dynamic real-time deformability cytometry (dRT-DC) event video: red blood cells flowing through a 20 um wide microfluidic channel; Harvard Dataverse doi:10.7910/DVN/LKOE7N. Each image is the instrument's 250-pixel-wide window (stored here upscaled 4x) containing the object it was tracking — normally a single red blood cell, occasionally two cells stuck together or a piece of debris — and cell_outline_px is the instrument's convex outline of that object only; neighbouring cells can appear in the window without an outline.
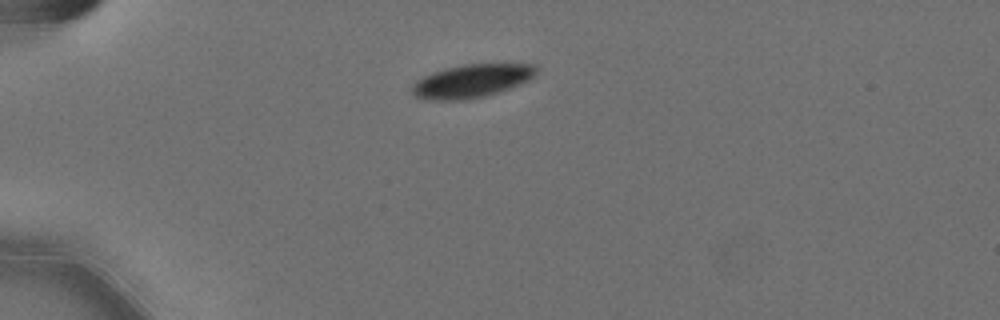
{"species": "Egyptian fruit bat (a non-hibernating species)", "species_latin": "Rousettus aegyptiacus", "temperature_condition": "cold", "stored_images_in_passage": 33, "camera_frame_rate_fps": 3000, "um_per_image_px": 0.085, "animal": {"sex": "female"}, "frame": {"image": 1, "passage_image": 1, "time_ms": 0.0, "image_size_px": [1000, 320], "cell_outline_px": [[536, 76], [520, 84], [484, 96], [464, 100], [424, 100], [412, 96], [412, 84], [416, 80], [432, 72], [444, 68], [464, 64], [536, 64]], "centroid_in_image_um": [40.04, 6.88], "position_along_channel_um": 45.0, "area_um2": 24.16}}
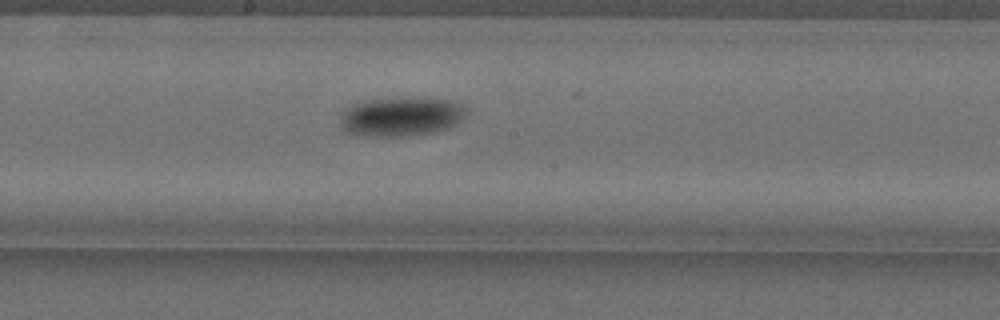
{"frame": {"image": 2, "passage_image": 18, "time_ms": 5.667, "image_size_px": [1000, 320], "cell_outline_px": [[468, 116], [456, 124], [448, 128], [432, 132], [408, 136], [360, 136], [344, 132], [340, 128], [340, 116], [352, 104], [360, 100], [424, 96], [452, 100], [464, 104], [468, 108]], "centroid_in_image_um": [34.14, 9.88], "position_along_channel_um": 214.1, "area_um2": 29.88}}
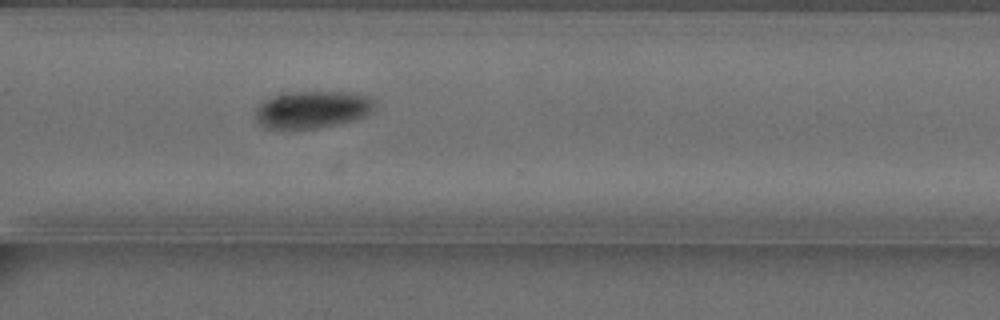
{"frame": {"image": 3, "passage_image": 29, "time_ms": 9.333, "image_size_px": [1000, 320], "cell_outline_px": [[376, 108], [368, 116], [320, 128], [264, 128], [256, 124], [256, 108], [264, 100], [280, 92], [348, 92], [372, 96], [376, 100]], "centroid_in_image_um": [26.58, 9.3], "position_along_channel_um": 344.0, "area_um2": 26.41}, "authors_computed_cell_mechanics": {"area_um2": 27.5128, "velocity_mm_per_s": 3.5599, "shape_relaxation_time_tau1_ms": 1.9533, "shape_relaxation_time_tau2_ms": null, "deformation_change_tau1": 0.0594, "deformation_change_tau2": null}}